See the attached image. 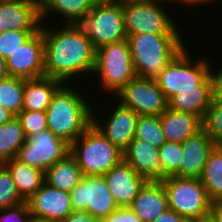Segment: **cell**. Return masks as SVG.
I'll return each instance as SVG.
<instances>
[{"label": "cell", "mask_w": 222, "mask_h": 222, "mask_svg": "<svg viewBox=\"0 0 222 222\" xmlns=\"http://www.w3.org/2000/svg\"><path fill=\"white\" fill-rule=\"evenodd\" d=\"M118 207H128L148 181L122 160L103 175Z\"/></svg>", "instance_id": "2e32d148"}, {"label": "cell", "mask_w": 222, "mask_h": 222, "mask_svg": "<svg viewBox=\"0 0 222 222\" xmlns=\"http://www.w3.org/2000/svg\"><path fill=\"white\" fill-rule=\"evenodd\" d=\"M160 121L166 141L183 143L203 129L201 117L169 107L160 115Z\"/></svg>", "instance_id": "7402d4cb"}, {"label": "cell", "mask_w": 222, "mask_h": 222, "mask_svg": "<svg viewBox=\"0 0 222 222\" xmlns=\"http://www.w3.org/2000/svg\"><path fill=\"white\" fill-rule=\"evenodd\" d=\"M25 202L18 193L10 172L0 164V209L15 207Z\"/></svg>", "instance_id": "d6a6232c"}, {"label": "cell", "mask_w": 222, "mask_h": 222, "mask_svg": "<svg viewBox=\"0 0 222 222\" xmlns=\"http://www.w3.org/2000/svg\"><path fill=\"white\" fill-rule=\"evenodd\" d=\"M213 98L211 73L197 85V89L182 90L168 101V107L191 113L203 119Z\"/></svg>", "instance_id": "44dd1931"}, {"label": "cell", "mask_w": 222, "mask_h": 222, "mask_svg": "<svg viewBox=\"0 0 222 222\" xmlns=\"http://www.w3.org/2000/svg\"><path fill=\"white\" fill-rule=\"evenodd\" d=\"M159 3L134 0L123 3L124 23L127 36L147 34H181L176 20Z\"/></svg>", "instance_id": "9c48e42d"}, {"label": "cell", "mask_w": 222, "mask_h": 222, "mask_svg": "<svg viewBox=\"0 0 222 222\" xmlns=\"http://www.w3.org/2000/svg\"><path fill=\"white\" fill-rule=\"evenodd\" d=\"M136 76L155 79L187 45L182 34L127 36Z\"/></svg>", "instance_id": "3957f363"}, {"label": "cell", "mask_w": 222, "mask_h": 222, "mask_svg": "<svg viewBox=\"0 0 222 222\" xmlns=\"http://www.w3.org/2000/svg\"><path fill=\"white\" fill-rule=\"evenodd\" d=\"M190 56L185 47L155 78L167 101L182 90L197 89V85L211 73L210 59L197 57L195 60Z\"/></svg>", "instance_id": "8992f818"}, {"label": "cell", "mask_w": 222, "mask_h": 222, "mask_svg": "<svg viewBox=\"0 0 222 222\" xmlns=\"http://www.w3.org/2000/svg\"><path fill=\"white\" fill-rule=\"evenodd\" d=\"M123 160L148 181L161 180L158 147L140 139H133L123 151Z\"/></svg>", "instance_id": "ffe728a7"}, {"label": "cell", "mask_w": 222, "mask_h": 222, "mask_svg": "<svg viewBox=\"0 0 222 222\" xmlns=\"http://www.w3.org/2000/svg\"><path fill=\"white\" fill-rule=\"evenodd\" d=\"M29 222H57V221L30 216Z\"/></svg>", "instance_id": "bcb514c9"}, {"label": "cell", "mask_w": 222, "mask_h": 222, "mask_svg": "<svg viewBox=\"0 0 222 222\" xmlns=\"http://www.w3.org/2000/svg\"><path fill=\"white\" fill-rule=\"evenodd\" d=\"M108 2H114V3H126V2H130V1H134V0H107Z\"/></svg>", "instance_id": "681fc988"}, {"label": "cell", "mask_w": 222, "mask_h": 222, "mask_svg": "<svg viewBox=\"0 0 222 222\" xmlns=\"http://www.w3.org/2000/svg\"><path fill=\"white\" fill-rule=\"evenodd\" d=\"M3 165L8 169L18 193L27 201L45 182V173L17 160L9 159Z\"/></svg>", "instance_id": "d4e9b609"}, {"label": "cell", "mask_w": 222, "mask_h": 222, "mask_svg": "<svg viewBox=\"0 0 222 222\" xmlns=\"http://www.w3.org/2000/svg\"><path fill=\"white\" fill-rule=\"evenodd\" d=\"M109 111L111 112L107 118L102 120V117L98 118L99 114H95L97 111L93 110V124L112 144L124 151L134 139L139 115L131 108L123 106L120 102L116 103L115 108L113 107Z\"/></svg>", "instance_id": "5bb4252c"}, {"label": "cell", "mask_w": 222, "mask_h": 222, "mask_svg": "<svg viewBox=\"0 0 222 222\" xmlns=\"http://www.w3.org/2000/svg\"><path fill=\"white\" fill-rule=\"evenodd\" d=\"M219 1V0H218ZM212 2H217L216 0H173V4L179 3V5L183 4L184 7H190L193 9L194 6L198 5H206V4H211ZM194 5V6H193Z\"/></svg>", "instance_id": "60d3db41"}, {"label": "cell", "mask_w": 222, "mask_h": 222, "mask_svg": "<svg viewBox=\"0 0 222 222\" xmlns=\"http://www.w3.org/2000/svg\"><path fill=\"white\" fill-rule=\"evenodd\" d=\"M26 202L30 216L57 222L64 220L73 211L70 193L45 182Z\"/></svg>", "instance_id": "9a60e30c"}, {"label": "cell", "mask_w": 222, "mask_h": 222, "mask_svg": "<svg viewBox=\"0 0 222 222\" xmlns=\"http://www.w3.org/2000/svg\"><path fill=\"white\" fill-rule=\"evenodd\" d=\"M147 1H151V2H154V3H159V4H162V5H165L166 3V6L169 2L173 3V0H147ZM162 2V3H161ZM164 3V4H163Z\"/></svg>", "instance_id": "7dc6e473"}, {"label": "cell", "mask_w": 222, "mask_h": 222, "mask_svg": "<svg viewBox=\"0 0 222 222\" xmlns=\"http://www.w3.org/2000/svg\"><path fill=\"white\" fill-rule=\"evenodd\" d=\"M70 153V144L56 136L50 129L27 138L16 159L45 172Z\"/></svg>", "instance_id": "7c38bea8"}, {"label": "cell", "mask_w": 222, "mask_h": 222, "mask_svg": "<svg viewBox=\"0 0 222 222\" xmlns=\"http://www.w3.org/2000/svg\"><path fill=\"white\" fill-rule=\"evenodd\" d=\"M25 79L11 77L0 80V104L14 116L23 108Z\"/></svg>", "instance_id": "f1b7e54d"}, {"label": "cell", "mask_w": 222, "mask_h": 222, "mask_svg": "<svg viewBox=\"0 0 222 222\" xmlns=\"http://www.w3.org/2000/svg\"><path fill=\"white\" fill-rule=\"evenodd\" d=\"M134 139L143 140L158 148L166 142L160 116L139 115Z\"/></svg>", "instance_id": "4dcf8cb0"}, {"label": "cell", "mask_w": 222, "mask_h": 222, "mask_svg": "<svg viewBox=\"0 0 222 222\" xmlns=\"http://www.w3.org/2000/svg\"><path fill=\"white\" fill-rule=\"evenodd\" d=\"M114 96L138 115L160 116L168 101L155 79L135 76Z\"/></svg>", "instance_id": "8fae6325"}, {"label": "cell", "mask_w": 222, "mask_h": 222, "mask_svg": "<svg viewBox=\"0 0 222 222\" xmlns=\"http://www.w3.org/2000/svg\"><path fill=\"white\" fill-rule=\"evenodd\" d=\"M200 179L210 200L222 201V151L217 146L210 153Z\"/></svg>", "instance_id": "83f0119b"}, {"label": "cell", "mask_w": 222, "mask_h": 222, "mask_svg": "<svg viewBox=\"0 0 222 222\" xmlns=\"http://www.w3.org/2000/svg\"><path fill=\"white\" fill-rule=\"evenodd\" d=\"M35 3L39 8H41L48 0H31Z\"/></svg>", "instance_id": "c3c4849f"}, {"label": "cell", "mask_w": 222, "mask_h": 222, "mask_svg": "<svg viewBox=\"0 0 222 222\" xmlns=\"http://www.w3.org/2000/svg\"><path fill=\"white\" fill-rule=\"evenodd\" d=\"M37 31L6 30L0 33V57L7 59Z\"/></svg>", "instance_id": "e575fe53"}, {"label": "cell", "mask_w": 222, "mask_h": 222, "mask_svg": "<svg viewBox=\"0 0 222 222\" xmlns=\"http://www.w3.org/2000/svg\"><path fill=\"white\" fill-rule=\"evenodd\" d=\"M203 130L216 143L222 141V101L212 99L202 119Z\"/></svg>", "instance_id": "1f68e13d"}, {"label": "cell", "mask_w": 222, "mask_h": 222, "mask_svg": "<svg viewBox=\"0 0 222 222\" xmlns=\"http://www.w3.org/2000/svg\"><path fill=\"white\" fill-rule=\"evenodd\" d=\"M210 213L217 222H222V201L211 202Z\"/></svg>", "instance_id": "b9f144b4"}, {"label": "cell", "mask_w": 222, "mask_h": 222, "mask_svg": "<svg viewBox=\"0 0 222 222\" xmlns=\"http://www.w3.org/2000/svg\"><path fill=\"white\" fill-rule=\"evenodd\" d=\"M13 117L14 115L0 104V125L9 122Z\"/></svg>", "instance_id": "7bdbcfd3"}, {"label": "cell", "mask_w": 222, "mask_h": 222, "mask_svg": "<svg viewBox=\"0 0 222 222\" xmlns=\"http://www.w3.org/2000/svg\"><path fill=\"white\" fill-rule=\"evenodd\" d=\"M153 222H192L191 220L182 217L177 214L175 211L168 209L162 215L157 217V219Z\"/></svg>", "instance_id": "ab89813d"}, {"label": "cell", "mask_w": 222, "mask_h": 222, "mask_svg": "<svg viewBox=\"0 0 222 222\" xmlns=\"http://www.w3.org/2000/svg\"><path fill=\"white\" fill-rule=\"evenodd\" d=\"M142 222H153L169 209L166 192L160 180L147 181L128 206Z\"/></svg>", "instance_id": "d6986e66"}, {"label": "cell", "mask_w": 222, "mask_h": 222, "mask_svg": "<svg viewBox=\"0 0 222 222\" xmlns=\"http://www.w3.org/2000/svg\"><path fill=\"white\" fill-rule=\"evenodd\" d=\"M30 212L27 202L15 207L0 209V222H29Z\"/></svg>", "instance_id": "d590c367"}, {"label": "cell", "mask_w": 222, "mask_h": 222, "mask_svg": "<svg viewBox=\"0 0 222 222\" xmlns=\"http://www.w3.org/2000/svg\"><path fill=\"white\" fill-rule=\"evenodd\" d=\"M40 8L31 0L0 3V30L38 31Z\"/></svg>", "instance_id": "e0dca14e"}, {"label": "cell", "mask_w": 222, "mask_h": 222, "mask_svg": "<svg viewBox=\"0 0 222 222\" xmlns=\"http://www.w3.org/2000/svg\"><path fill=\"white\" fill-rule=\"evenodd\" d=\"M217 144L202 129L182 143L181 177L201 178L210 153Z\"/></svg>", "instance_id": "ac0fdd59"}, {"label": "cell", "mask_w": 222, "mask_h": 222, "mask_svg": "<svg viewBox=\"0 0 222 222\" xmlns=\"http://www.w3.org/2000/svg\"><path fill=\"white\" fill-rule=\"evenodd\" d=\"M15 1H18V0H0V3H11Z\"/></svg>", "instance_id": "f907efd6"}, {"label": "cell", "mask_w": 222, "mask_h": 222, "mask_svg": "<svg viewBox=\"0 0 222 222\" xmlns=\"http://www.w3.org/2000/svg\"><path fill=\"white\" fill-rule=\"evenodd\" d=\"M16 117L27 138L48 129L46 111L22 110Z\"/></svg>", "instance_id": "836d02e7"}, {"label": "cell", "mask_w": 222, "mask_h": 222, "mask_svg": "<svg viewBox=\"0 0 222 222\" xmlns=\"http://www.w3.org/2000/svg\"><path fill=\"white\" fill-rule=\"evenodd\" d=\"M217 147L222 151V141L217 144Z\"/></svg>", "instance_id": "816d5d0a"}, {"label": "cell", "mask_w": 222, "mask_h": 222, "mask_svg": "<svg viewBox=\"0 0 222 222\" xmlns=\"http://www.w3.org/2000/svg\"><path fill=\"white\" fill-rule=\"evenodd\" d=\"M101 222H142L129 207H118Z\"/></svg>", "instance_id": "8d00e7d4"}, {"label": "cell", "mask_w": 222, "mask_h": 222, "mask_svg": "<svg viewBox=\"0 0 222 222\" xmlns=\"http://www.w3.org/2000/svg\"><path fill=\"white\" fill-rule=\"evenodd\" d=\"M214 67H211V77H212V89H213V98L222 101V67L218 70H214Z\"/></svg>", "instance_id": "74e56055"}, {"label": "cell", "mask_w": 222, "mask_h": 222, "mask_svg": "<svg viewBox=\"0 0 222 222\" xmlns=\"http://www.w3.org/2000/svg\"><path fill=\"white\" fill-rule=\"evenodd\" d=\"M61 222H101L100 219L95 218L86 211L73 210L64 220Z\"/></svg>", "instance_id": "f35d334b"}, {"label": "cell", "mask_w": 222, "mask_h": 222, "mask_svg": "<svg viewBox=\"0 0 222 222\" xmlns=\"http://www.w3.org/2000/svg\"><path fill=\"white\" fill-rule=\"evenodd\" d=\"M96 2L97 0H48L40 8L41 22H47L45 19L53 14L57 18L62 17L65 24H78Z\"/></svg>", "instance_id": "cb8c5ba5"}, {"label": "cell", "mask_w": 222, "mask_h": 222, "mask_svg": "<svg viewBox=\"0 0 222 222\" xmlns=\"http://www.w3.org/2000/svg\"><path fill=\"white\" fill-rule=\"evenodd\" d=\"M73 84H63L46 109L47 126L56 136L72 144L93 124L94 104L84 99ZM92 104V105H91Z\"/></svg>", "instance_id": "7a4b0ae2"}, {"label": "cell", "mask_w": 222, "mask_h": 222, "mask_svg": "<svg viewBox=\"0 0 222 222\" xmlns=\"http://www.w3.org/2000/svg\"><path fill=\"white\" fill-rule=\"evenodd\" d=\"M9 74L6 67V60L0 57V80L8 78Z\"/></svg>", "instance_id": "ee69618b"}, {"label": "cell", "mask_w": 222, "mask_h": 222, "mask_svg": "<svg viewBox=\"0 0 222 222\" xmlns=\"http://www.w3.org/2000/svg\"><path fill=\"white\" fill-rule=\"evenodd\" d=\"M78 25L90 38L95 50L127 39L121 3L97 1Z\"/></svg>", "instance_id": "52a82bcc"}, {"label": "cell", "mask_w": 222, "mask_h": 222, "mask_svg": "<svg viewBox=\"0 0 222 222\" xmlns=\"http://www.w3.org/2000/svg\"><path fill=\"white\" fill-rule=\"evenodd\" d=\"M6 67L11 77L33 79L45 76L44 40L41 29L9 55Z\"/></svg>", "instance_id": "4fadbf2b"}, {"label": "cell", "mask_w": 222, "mask_h": 222, "mask_svg": "<svg viewBox=\"0 0 222 222\" xmlns=\"http://www.w3.org/2000/svg\"><path fill=\"white\" fill-rule=\"evenodd\" d=\"M192 222H217V221L211 213H208L204 216L194 219Z\"/></svg>", "instance_id": "f6af8a7d"}, {"label": "cell", "mask_w": 222, "mask_h": 222, "mask_svg": "<svg viewBox=\"0 0 222 222\" xmlns=\"http://www.w3.org/2000/svg\"><path fill=\"white\" fill-rule=\"evenodd\" d=\"M93 75L98 76L101 90L113 96L136 76L127 39L96 50Z\"/></svg>", "instance_id": "5b68a950"}, {"label": "cell", "mask_w": 222, "mask_h": 222, "mask_svg": "<svg viewBox=\"0 0 222 222\" xmlns=\"http://www.w3.org/2000/svg\"><path fill=\"white\" fill-rule=\"evenodd\" d=\"M70 197L73 210L86 211L101 221L118 208L103 175H83Z\"/></svg>", "instance_id": "30bf717a"}, {"label": "cell", "mask_w": 222, "mask_h": 222, "mask_svg": "<svg viewBox=\"0 0 222 222\" xmlns=\"http://www.w3.org/2000/svg\"><path fill=\"white\" fill-rule=\"evenodd\" d=\"M41 23L44 40L45 76L72 84L74 76L93 75L96 50L78 24L56 25L52 29ZM84 73V74H83Z\"/></svg>", "instance_id": "6da1fadb"}, {"label": "cell", "mask_w": 222, "mask_h": 222, "mask_svg": "<svg viewBox=\"0 0 222 222\" xmlns=\"http://www.w3.org/2000/svg\"><path fill=\"white\" fill-rule=\"evenodd\" d=\"M63 84L47 76L25 79L22 110L46 111L53 95Z\"/></svg>", "instance_id": "603a6c76"}, {"label": "cell", "mask_w": 222, "mask_h": 222, "mask_svg": "<svg viewBox=\"0 0 222 222\" xmlns=\"http://www.w3.org/2000/svg\"><path fill=\"white\" fill-rule=\"evenodd\" d=\"M26 140L25 132L16 116L0 125V164L16 158Z\"/></svg>", "instance_id": "4316f807"}, {"label": "cell", "mask_w": 222, "mask_h": 222, "mask_svg": "<svg viewBox=\"0 0 222 222\" xmlns=\"http://www.w3.org/2000/svg\"><path fill=\"white\" fill-rule=\"evenodd\" d=\"M70 154L83 175H104L123 160V151L94 124L70 144Z\"/></svg>", "instance_id": "277c9868"}, {"label": "cell", "mask_w": 222, "mask_h": 222, "mask_svg": "<svg viewBox=\"0 0 222 222\" xmlns=\"http://www.w3.org/2000/svg\"><path fill=\"white\" fill-rule=\"evenodd\" d=\"M160 181L172 211L191 221L210 213L212 201L201 179L171 176Z\"/></svg>", "instance_id": "ba28073f"}, {"label": "cell", "mask_w": 222, "mask_h": 222, "mask_svg": "<svg viewBox=\"0 0 222 222\" xmlns=\"http://www.w3.org/2000/svg\"><path fill=\"white\" fill-rule=\"evenodd\" d=\"M44 173L45 183L69 193L83 177L80 167L70 153L64 159L57 161Z\"/></svg>", "instance_id": "484cf974"}, {"label": "cell", "mask_w": 222, "mask_h": 222, "mask_svg": "<svg viewBox=\"0 0 222 222\" xmlns=\"http://www.w3.org/2000/svg\"><path fill=\"white\" fill-rule=\"evenodd\" d=\"M161 179L180 176L183 149L182 143L166 141L159 148Z\"/></svg>", "instance_id": "f546056e"}]
</instances>
